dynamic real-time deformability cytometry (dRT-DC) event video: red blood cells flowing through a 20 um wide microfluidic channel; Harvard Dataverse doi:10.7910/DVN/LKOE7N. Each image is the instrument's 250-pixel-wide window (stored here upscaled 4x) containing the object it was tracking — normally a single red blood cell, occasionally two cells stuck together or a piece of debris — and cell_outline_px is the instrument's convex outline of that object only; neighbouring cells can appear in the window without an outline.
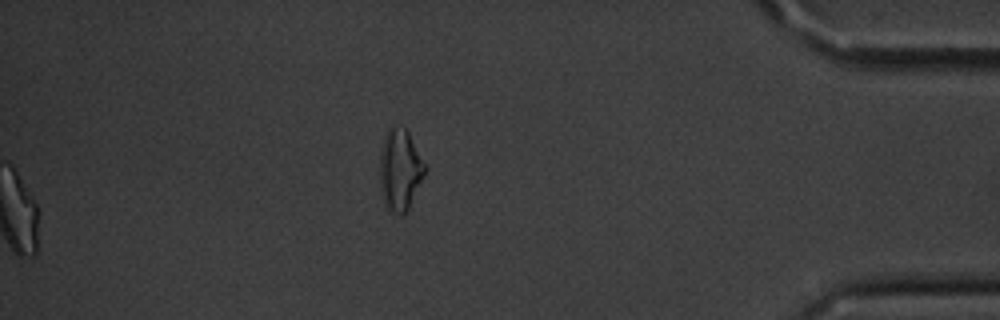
{"species": "common noctule bat (a hibernating species)", "species_latin": "Nyctalus noctula", "temperature_condition": "cold", "stored_images_in_passage": 40, "segment_of_instrument_passage": [2, 2], "camera_frame_rate_fps": 3000, "um_per_image_px": 0.085, "animal": {"sex": "male", "body_mass_g": 20.1, "forearm_length_mm": 53.5}, "frame": {"image": 1, "passage_image": 40, "time_ms": 13.0, "image_size_px": [1000, 320], "cell_outline_px": [[428, 168], [408, 208], [400, 216], [388, 212], [380, 188], [380, 152], [384, 136], [388, 128], [404, 128], [408, 132]], "centroid_in_image_um": [34.0, 14.46], "position_along_channel_um": 401.2, "area_um2": 21.33}}